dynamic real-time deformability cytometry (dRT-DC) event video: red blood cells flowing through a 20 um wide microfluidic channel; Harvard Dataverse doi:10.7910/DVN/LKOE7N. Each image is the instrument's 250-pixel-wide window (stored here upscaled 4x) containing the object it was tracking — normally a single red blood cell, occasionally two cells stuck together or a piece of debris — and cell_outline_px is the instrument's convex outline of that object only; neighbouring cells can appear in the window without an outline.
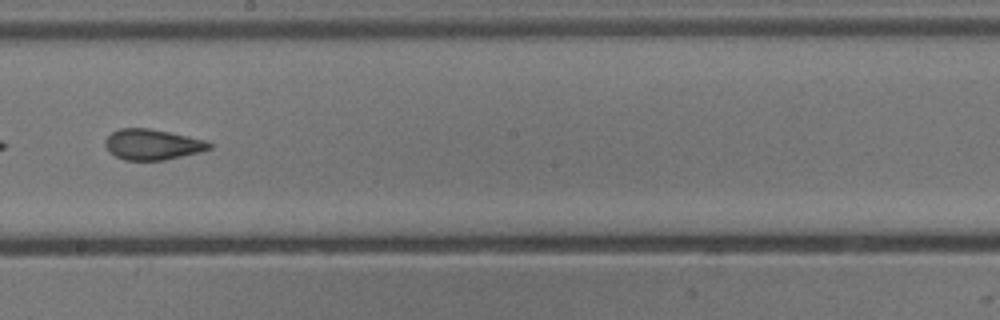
{"species": "common noctule bat (a hibernating species)", "species_latin": "Nyctalus noctula", "temperature_condition": "cold", "stored_images_in_passage": 51, "camera_frame_rate_fps": 3000, "um_per_image_px": 0.085, "animal": {"sex": "male", "body_mass_g": 13.3}, "frame": {"image": 1, "passage_image": 30, "time_ms": 9.667, "image_size_px": [1000, 320], "cell_outline_px": [[212, 148], [200, 152], [164, 160], [124, 160], [116, 156], [104, 144], [104, 140], [112, 132], [120, 128], [148, 128], [208, 140], [212, 144]], "centroid_in_image_um": [12.99, 12.28], "position_along_channel_um": 235.2, "area_um2": 18.5}, "authors_computed_cell_mechanics": {"area_um2": 20.1144, "velocity_mm_per_s": 3.8965, "shape_relaxation_time_tau1_ms": null, "shape_relaxation_time_tau2_ms": 1.5818, "deformation_change_tau1": null, "deformation_change_tau2": 0.0747}}